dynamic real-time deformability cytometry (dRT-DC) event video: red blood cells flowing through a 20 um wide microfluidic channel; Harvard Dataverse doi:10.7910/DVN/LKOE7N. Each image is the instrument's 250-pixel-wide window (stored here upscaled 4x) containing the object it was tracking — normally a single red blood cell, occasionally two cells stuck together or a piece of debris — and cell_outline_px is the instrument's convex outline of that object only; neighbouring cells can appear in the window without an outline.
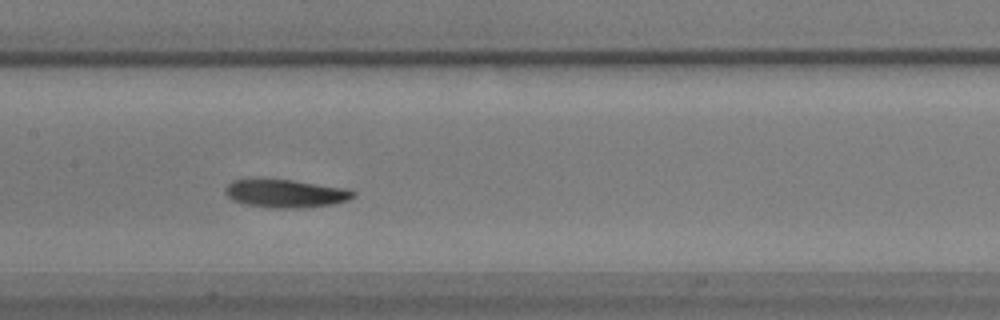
{"species": "common noctule bat (a hibernating species)", "species_latin": "Nyctalus noctula", "temperature_condition": "warm", "stored_images_in_passage": 35, "camera_frame_rate_fps": 3000, "um_per_image_px": 0.085, "animal": {"sex": "male", "body_mass_g": 17.9}, "frame": {"image": 1, "passage_image": 10, "time_ms": 3.0, "image_size_px": [1000, 320], "cell_outline_px": [[356, 196], [348, 200], [336, 204], [296, 208], [264, 208], [232, 200], [224, 192], [224, 188], [232, 180], [292, 180], [344, 188], [356, 192]], "centroid_in_image_um": [24.29, 16.46], "position_along_channel_um": 183.1, "area_um2": 20.81}}
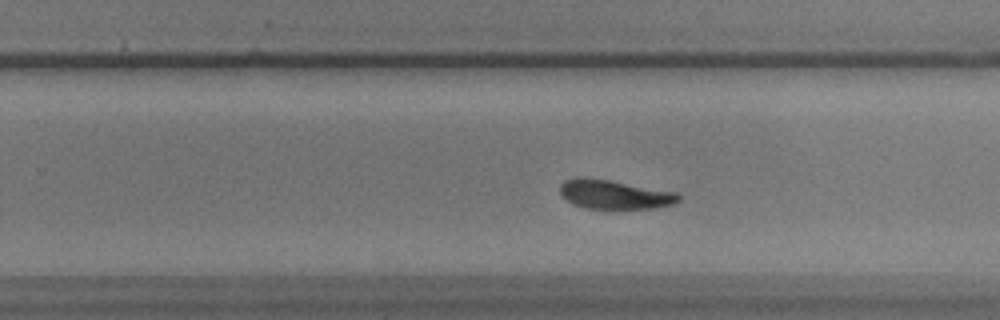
{"frame": {"image": 2, "passage_image": 18, "time_ms": 5.667, "image_size_px": [1000, 320], "cell_outline_px": [[680, 200], [672, 204], [652, 208], [588, 208], [572, 204], [560, 196], [560, 184], [564, 180], [572, 176], [584, 176], [608, 180], [676, 192], [680, 196]], "centroid_in_image_um": [52.14, 16.5], "position_along_channel_um": 277.7, "area_um2": 20.11}}
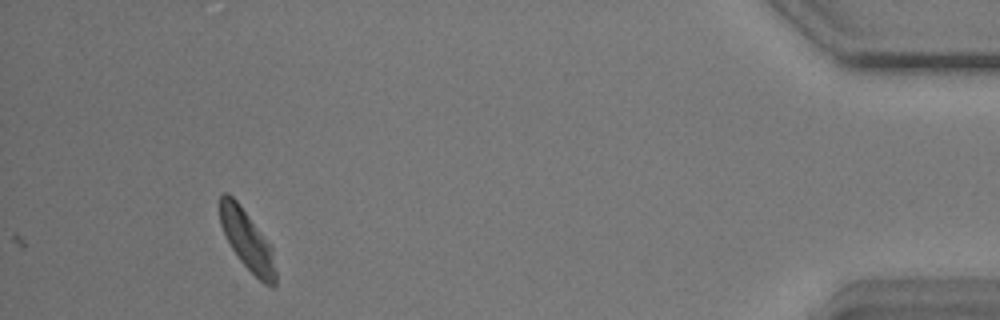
{"frame": {"image": 3, "passage_image": 35, "time_ms": 11.333, "image_size_px": [1000, 320], "cell_outline_px": [[276, 284], [272, 288], [264, 284], [240, 260], [232, 248], [220, 224], [220, 196], [224, 192], [228, 192], [236, 200], [272, 244], [276, 272]], "centroid_in_image_um": [21.05, 20.42], "position_along_channel_um": 414.2, "area_um2": 19.42}}